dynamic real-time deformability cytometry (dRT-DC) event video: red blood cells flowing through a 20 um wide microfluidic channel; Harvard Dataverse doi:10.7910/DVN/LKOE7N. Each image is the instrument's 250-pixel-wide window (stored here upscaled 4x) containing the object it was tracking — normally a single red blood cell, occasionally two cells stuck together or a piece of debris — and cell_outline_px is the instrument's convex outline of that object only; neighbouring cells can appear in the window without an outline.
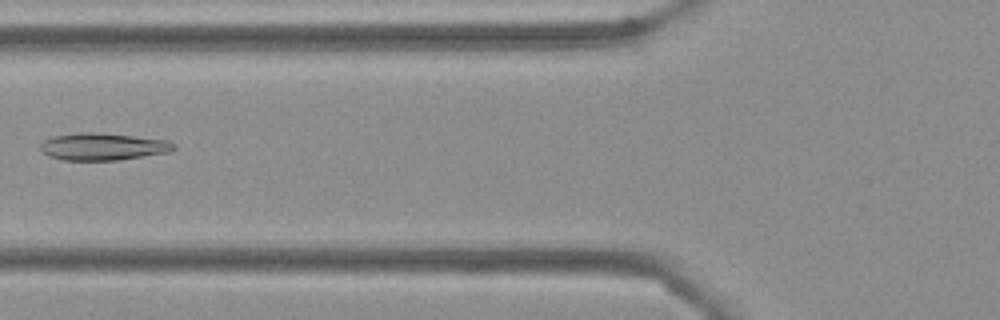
{"species": "Egyptian fruit bat (a non-hibernating species)", "species_latin": "Rousettus aegyptiacus", "temperature_condition": "cold", "stored_images_in_passage": 6, "camera_frame_rate_fps": 3000, "um_per_image_px": 0.085, "frame": {"image": 1, "passage_image": 5, "time_ms": 1.333, "image_size_px": [1000, 320], "cell_outline_px": [[176, 148], [168, 152], [116, 160], [64, 160], [48, 156], [40, 152], [40, 144], [44, 140], [52, 136], [88, 132], [96, 132], [168, 140], [176, 144]], "centroid_in_image_um": [8.71, 12.46], "position_along_channel_um": 117.1, "area_um2": 21.04}}
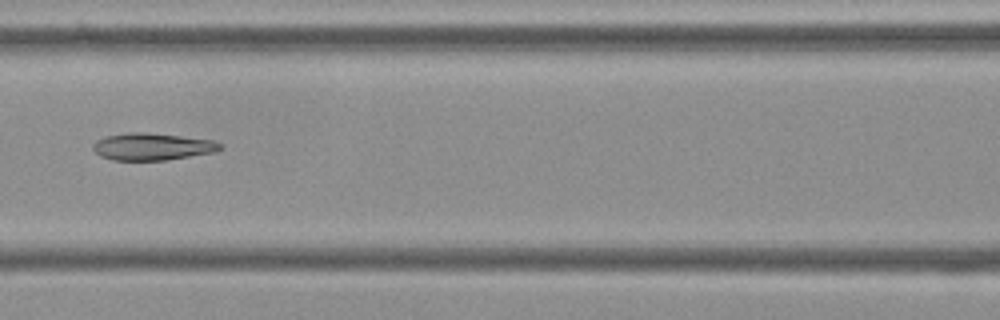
{"frame": {"image": 2, "passage_image": 6, "time_ms": 1.667, "image_size_px": [1000, 320], "cell_outline_px": [[220, 148], [216, 152], [168, 160], [112, 160], [100, 156], [92, 148], [92, 144], [96, 140], [104, 136], [128, 132], [148, 132], [212, 140], [220, 144]], "centroid_in_image_um": [12.89, 12.46], "position_along_channel_um": 153.7, "area_um2": 20.17}}